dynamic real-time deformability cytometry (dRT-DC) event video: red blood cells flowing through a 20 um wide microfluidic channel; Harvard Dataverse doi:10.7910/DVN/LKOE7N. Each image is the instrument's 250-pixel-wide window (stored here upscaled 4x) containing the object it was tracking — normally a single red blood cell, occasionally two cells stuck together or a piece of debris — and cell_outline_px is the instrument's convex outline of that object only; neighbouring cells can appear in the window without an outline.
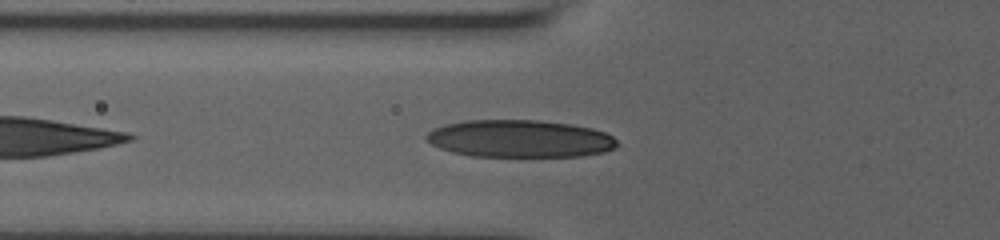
{"species": "human", "species_latin": "Homo sapiens", "temperature_condition": "room temperature", "stored_images_in_passage": 17, "camera_frame_rate_fps": 3000, "um_per_image_px": 0.085, "donor": {"sex": "male"}, "frame": {"image": 1, "passage_image": 13, "time_ms": 7.667, "image_size_px": [1000, 240], "cell_outline_px": [[620, 144], [616, 148], [604, 152], [580, 156], [472, 156], [452, 152], [440, 148], [424, 140], [424, 136], [432, 128], [444, 124], [464, 120], [540, 120], [572, 124], [592, 128], [604, 132], [612, 136]], "centroid_in_image_um": [44.16, 11.78], "position_along_channel_um": 81.6, "area_um2": 41.96}}
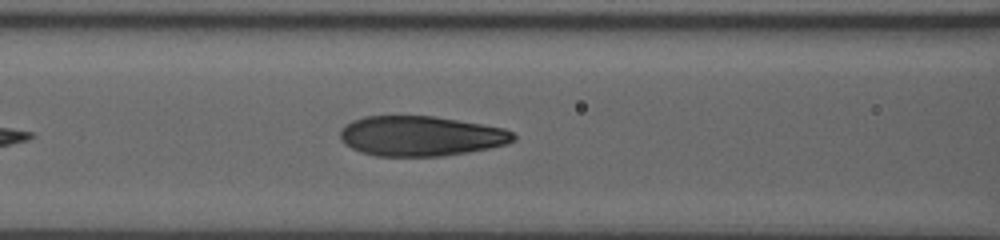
{"frame": {"image": 2, "passage_image": 15, "time_ms": 9.0, "image_size_px": [1000, 240], "cell_outline_px": [[516, 140], [508, 144], [468, 152], [440, 156], [376, 156], [360, 152], [344, 144], [340, 140], [340, 128], [344, 124], [352, 120], [364, 116], [432, 116], [504, 128], [512, 132], [516, 136]], "centroid_in_image_um": [35.72, 11.56], "position_along_channel_um": 130.9, "area_um2": 40.52}}
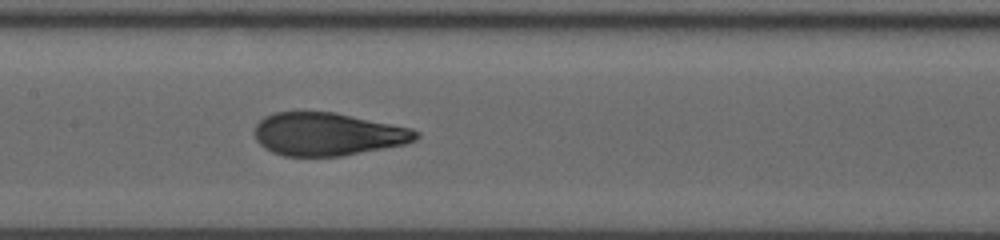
{"frame": {"image": 3, "passage_image": 17, "time_ms": 10.333, "image_size_px": [1000, 240], "cell_outline_px": [[420, 136], [416, 140], [404, 144], [340, 156], [284, 156], [272, 152], [264, 148], [256, 140], [256, 124], [264, 116], [276, 112], [336, 112], [412, 128], [420, 132]], "centroid_in_image_um": [27.87, 11.4], "position_along_channel_um": 179.5, "area_um2": 40.34}}